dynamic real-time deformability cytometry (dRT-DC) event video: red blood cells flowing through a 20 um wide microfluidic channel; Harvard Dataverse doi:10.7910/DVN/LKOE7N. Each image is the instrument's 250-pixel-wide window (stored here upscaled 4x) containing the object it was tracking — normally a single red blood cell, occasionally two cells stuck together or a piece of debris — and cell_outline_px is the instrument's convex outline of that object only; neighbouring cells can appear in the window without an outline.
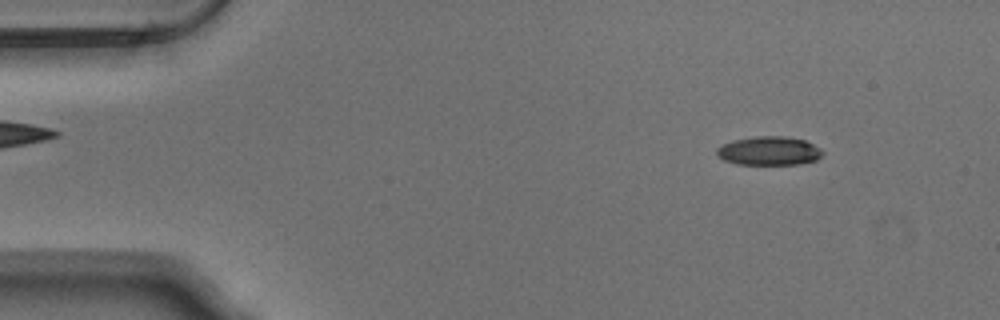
{"species": "Egyptian fruit bat (a non-hibernating species)", "species_latin": "Rousettus aegyptiacus", "temperature_condition": "warm", "stored_images_in_passage": 53, "camera_frame_rate_fps": 3000, "um_per_image_px": 0.085, "animal": {"sex": "male"}, "frame": {"image": 1, "passage_image": 6, "time_ms": 1.667, "image_size_px": [1000, 320], "cell_outline_px": [[824, 152], [816, 160], [800, 164], [736, 164], [724, 160], [716, 152], [716, 148], [720, 144], [732, 140], [756, 136], [784, 136], [804, 140], [820, 148]], "centroid_in_image_um": [65.34, 12.82], "position_along_channel_um": 19.7, "area_um2": 17.74}}
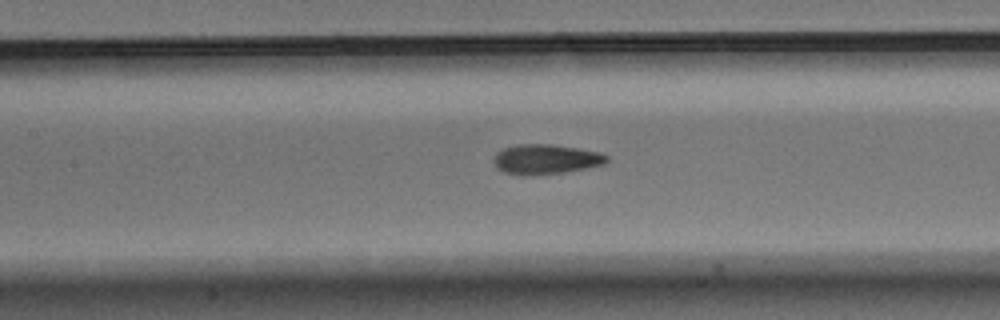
{"frame": {"image": 2, "passage_image": 24, "time_ms": 7.667, "image_size_px": [1000, 320], "cell_outline_px": [[608, 160], [604, 164], [588, 168], [564, 172], [524, 176], [520, 176], [504, 172], [496, 168], [492, 160], [496, 152], [504, 148], [516, 144], [552, 144], [580, 148], [600, 152], [608, 156]], "centroid_in_image_um": [46.37, 13.53], "position_along_channel_um": 161.0, "area_um2": 20.0}}
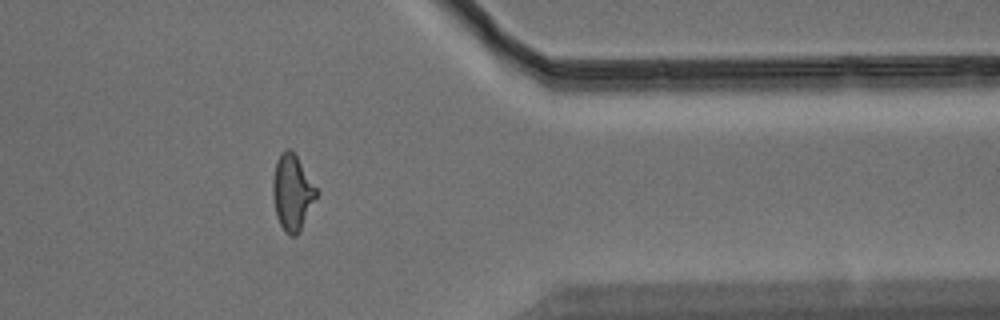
{"frame": {"image": 3, "passage_image": 43, "time_ms": 14.0, "image_size_px": [1000, 320], "cell_outline_px": [[320, 192], [300, 232], [296, 236], [288, 236], [284, 232], [276, 216], [272, 192], [272, 180], [276, 160], [288, 148], [292, 148]], "centroid_in_image_um": [24.87, 16.38], "position_along_channel_um": 386.5, "area_um2": 19.71}, "authors_computed_cell_mechanics": {"area_um2": 18.9584, "velocity_mm_per_s": 3.8043, "shape_relaxation_time_tau1_ms": 5.2705, "shape_relaxation_time_tau2_ms": 1.5488, "deformation_change_tau1": 0.2065, "deformation_change_tau2": 0.0953}}